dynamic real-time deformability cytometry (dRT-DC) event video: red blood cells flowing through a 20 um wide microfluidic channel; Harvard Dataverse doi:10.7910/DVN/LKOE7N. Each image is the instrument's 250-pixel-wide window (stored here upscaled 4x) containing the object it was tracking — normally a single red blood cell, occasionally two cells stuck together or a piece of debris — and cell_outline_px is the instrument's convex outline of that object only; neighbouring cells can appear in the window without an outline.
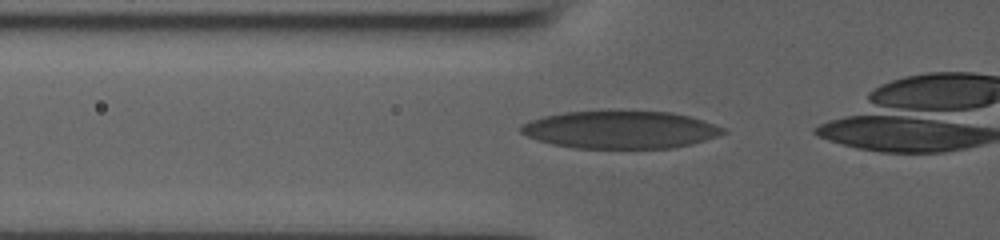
{"species": "human", "species_latin": "Homo sapiens", "temperature_condition": "room temperature", "stored_images_in_passage": 32, "camera_frame_rate_fps": 3000, "um_per_image_px": 0.085, "donor": {"sex": "male"}, "frame": {"image": 1, "passage_image": 6, "time_ms": 1.667, "image_size_px": [1000, 240], "cell_outline_px": [[728, 132], [692, 144], [672, 148], [576, 148], [552, 144], [528, 136], [520, 132], [520, 124], [528, 120], [544, 116], [564, 112], [620, 108], [672, 112], [704, 120], [724, 128]], "centroid_in_image_um": [52.72, 10.98], "position_along_channel_um": 73.1, "area_um2": 45.49}}
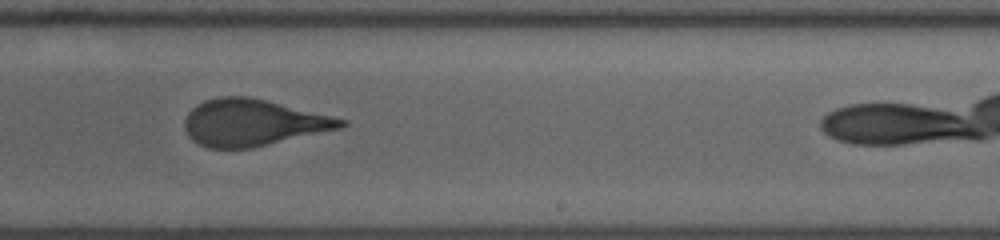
{"frame": {"image": 2, "passage_image": 20, "time_ms": 6.333, "image_size_px": [1000, 240], "cell_outline_px": [[348, 124], [344, 128], [252, 148], [208, 148], [192, 140], [188, 136], [184, 128], [184, 120], [188, 112], [196, 104], [204, 100], [220, 96], [248, 96], [348, 120]], "centroid_in_image_um": [21.49, 10.43], "position_along_channel_um": 267.5, "area_um2": 42.6}}
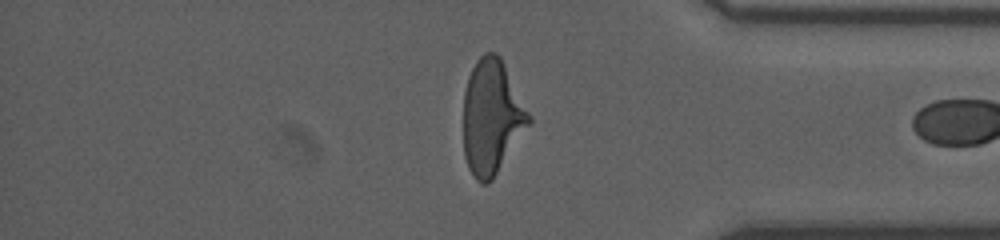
{"frame": {"image": 3, "passage_image": 30, "time_ms": 9.667, "image_size_px": [1000, 240], "cell_outline_px": [[532, 124], [492, 180], [488, 184], [480, 184], [472, 176], [468, 168], [464, 156], [464, 92], [468, 76], [476, 60], [484, 52], [496, 52], [500, 56], [532, 120]], "centroid_in_image_um": [41.79, 9.99], "position_along_channel_um": 393.4, "area_um2": 43.87}}